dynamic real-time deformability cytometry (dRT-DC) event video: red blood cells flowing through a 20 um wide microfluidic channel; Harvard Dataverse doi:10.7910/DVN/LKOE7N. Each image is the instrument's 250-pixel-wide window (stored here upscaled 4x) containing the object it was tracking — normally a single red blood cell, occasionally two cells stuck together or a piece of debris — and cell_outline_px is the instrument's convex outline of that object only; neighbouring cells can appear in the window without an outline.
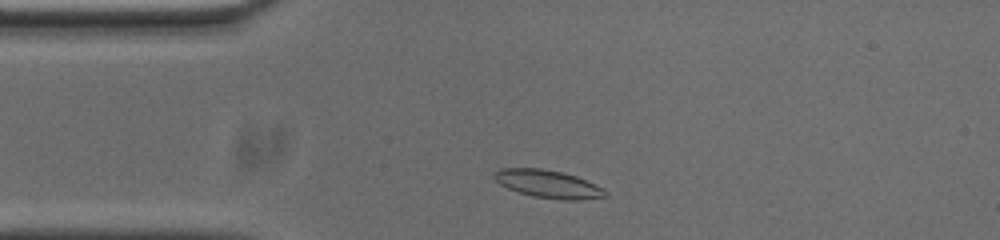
{"species": "common noctule bat (a hibernating species)", "species_latin": "Nyctalus noctula", "temperature_condition": "cold", "stored_images_in_passage": 37, "camera_frame_rate_fps": 3000, "um_per_image_px": 0.085, "animal": {"sex": "male", "body_mass_g": 20.0, "forearm_length_mm": 53.3}, "frame": {"image": 1, "passage_image": 3, "time_ms": 0.667, "image_size_px": [1000, 240], "cell_outline_px": [[608, 196], [580, 200], [564, 200], [532, 196], [508, 188], [500, 184], [492, 176], [492, 172], [500, 168], [540, 168], [564, 172], [576, 176], [604, 188], [608, 192]], "centroid_in_image_um": [46.6, 15.63], "position_along_channel_um": 38.4, "area_um2": 18.15}}
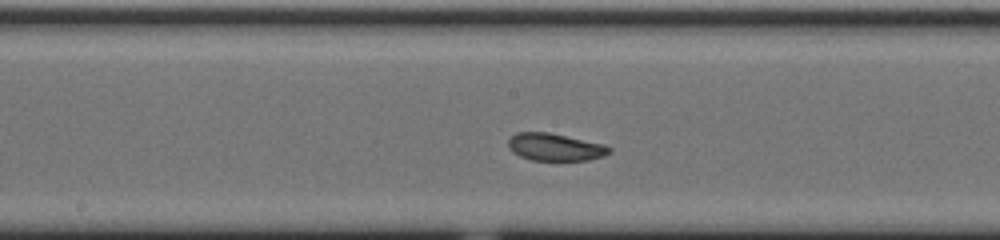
{"frame": {"image": 2, "passage_image": 18, "time_ms": 5.667, "image_size_px": [1000, 240], "cell_outline_px": [[612, 152], [604, 156], [588, 160], [532, 160], [520, 156], [512, 152], [508, 148], [508, 140], [516, 132], [548, 132], [604, 144], [612, 148]], "centroid_in_image_um": [47.19, 12.5], "position_along_channel_um": 201.0, "area_um2": 16.18}}
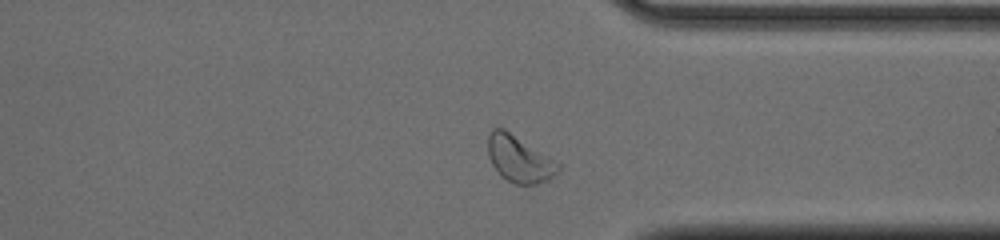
{"frame": {"image": 3, "passage_image": 32, "time_ms": 10.333, "image_size_px": [1000, 240], "cell_outline_px": [[560, 168], [548, 180], [536, 184], [516, 184], [500, 176], [492, 164], [488, 156], [488, 136], [492, 128], [504, 128], [560, 164]], "centroid_in_image_um": [44.1, 13.51], "position_along_channel_um": 367.3, "area_um2": 18.73}, "authors_computed_cell_mechanics": {"area_um2": 16.8776, "velocity_mm_per_s": 3.6426, "shape_relaxation_time_tau1_ms": 2.2646, "shape_relaxation_time_tau2_ms": 5.2229, "deformation_change_tau1": 0.093, "deformation_change_tau2": 0.0914}}